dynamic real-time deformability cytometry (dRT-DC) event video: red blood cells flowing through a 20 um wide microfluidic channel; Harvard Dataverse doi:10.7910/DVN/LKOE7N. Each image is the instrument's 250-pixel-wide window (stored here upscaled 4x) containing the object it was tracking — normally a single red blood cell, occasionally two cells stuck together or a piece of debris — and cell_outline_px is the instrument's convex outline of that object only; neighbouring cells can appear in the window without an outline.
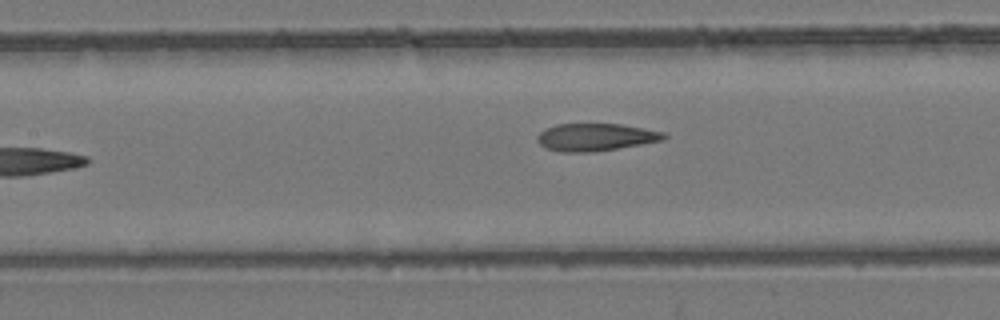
{"species": "common noctule bat (a hibernating species)", "species_latin": "Nyctalus noctula", "temperature_condition": "room temperature", "stored_images_in_passage": 10, "segment_of_instrument_passage": [1, 2], "camera_frame_rate_fps": 3000, "um_per_image_px": 0.085, "animal": {"sex": "female", "body_mass_g": 24.6, "forearm_length_mm": 56.2}, "frame": {"image": 1, "passage_image": 9, "time_ms": 9.333, "image_size_px": [1000, 320], "cell_outline_px": [[668, 136], [664, 140], [592, 152], [560, 152], [544, 148], [536, 140], [536, 136], [544, 128], [556, 124], [620, 124], [664, 132]], "centroid_in_image_um": [50.57, 11.66], "position_along_channel_um": 156.8, "area_um2": 20.29}}